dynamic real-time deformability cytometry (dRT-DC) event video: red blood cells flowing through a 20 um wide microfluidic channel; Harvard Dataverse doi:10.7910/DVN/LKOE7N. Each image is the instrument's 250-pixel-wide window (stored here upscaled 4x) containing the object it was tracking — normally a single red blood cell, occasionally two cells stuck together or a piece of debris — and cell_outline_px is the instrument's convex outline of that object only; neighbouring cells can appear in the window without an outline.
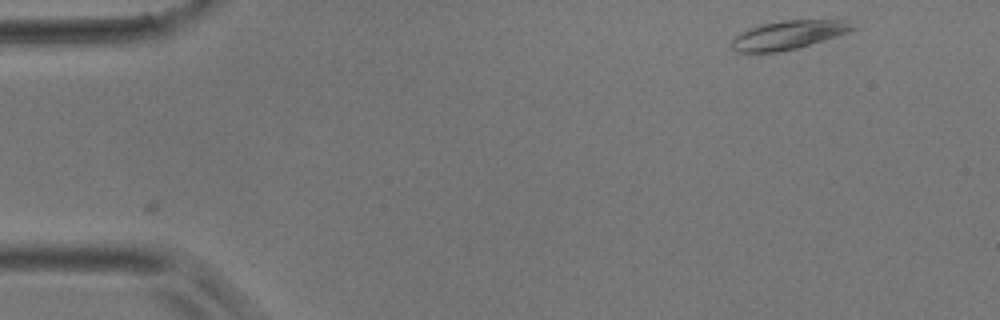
{"species": "common noctule bat (a hibernating species)", "species_latin": "Nyctalus noctula", "temperature_condition": "room temperature", "stored_images_in_passage": 3, "camera_frame_rate_fps": 3000, "um_per_image_px": 0.085, "animal": {"sex": "male", "body_mass_g": 17.9}, "frame": {"image": 1, "passage_image": 1, "time_ms": 0.0, "image_size_px": [1000, 320], "cell_outline_px": [[856, 28], [848, 32], [800, 48], [776, 52], [736, 52], [732, 48], [732, 36], [740, 32], [764, 24], [784, 20], [848, 20]], "centroid_in_image_um": [67.0, 2.98], "position_along_channel_um": 18.0, "area_um2": 20.11}}